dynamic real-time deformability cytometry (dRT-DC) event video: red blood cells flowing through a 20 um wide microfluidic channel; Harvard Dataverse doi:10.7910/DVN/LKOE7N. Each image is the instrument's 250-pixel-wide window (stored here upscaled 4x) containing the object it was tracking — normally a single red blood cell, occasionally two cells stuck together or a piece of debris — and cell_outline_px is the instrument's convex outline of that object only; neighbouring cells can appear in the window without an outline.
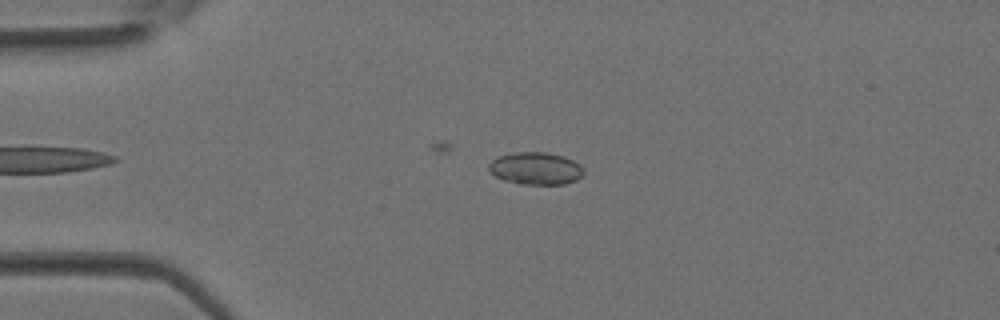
{"species": "Egyptian fruit bat (a non-hibernating species)", "species_latin": "Rousettus aegyptiacus", "temperature_condition": "room temperature", "stored_images_in_passage": 32, "camera_frame_rate_fps": 3000, "um_per_image_px": 0.085, "animal": {"sex": "female"}, "frame": {"image": 1, "passage_image": 10, "time_ms": 3.0, "image_size_px": [1000, 320], "cell_outline_px": [[584, 172], [576, 180], [564, 184], [520, 184], [504, 180], [496, 176], [488, 168], [488, 164], [496, 156], [512, 152], [548, 152], [564, 156], [580, 164], [584, 168]], "centroid_in_image_um": [45.53, 14.3], "position_along_channel_um": 39.5, "area_um2": 18.03}}
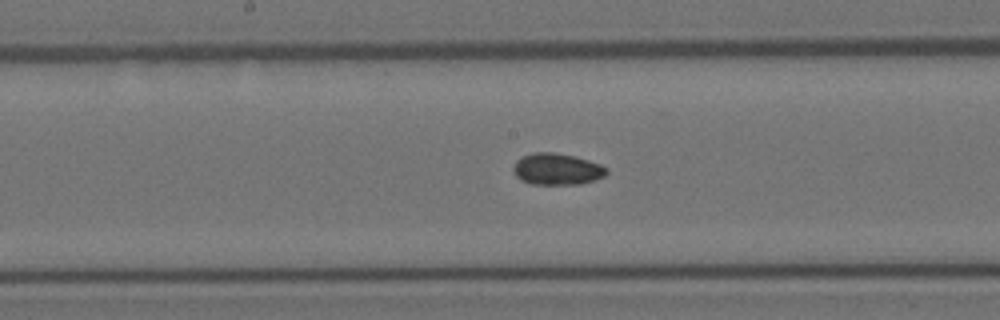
{"frame": {"image": 2, "passage_image": 22, "time_ms": 7.0, "image_size_px": [1000, 320], "cell_outline_px": [[608, 172], [604, 176], [580, 184], [532, 184], [520, 180], [516, 176], [512, 168], [516, 160], [532, 152], [552, 152], [576, 156], [600, 164], [608, 168]], "centroid_in_image_um": [47.33, 14.37], "position_along_channel_um": 200.9, "area_um2": 17.17}}
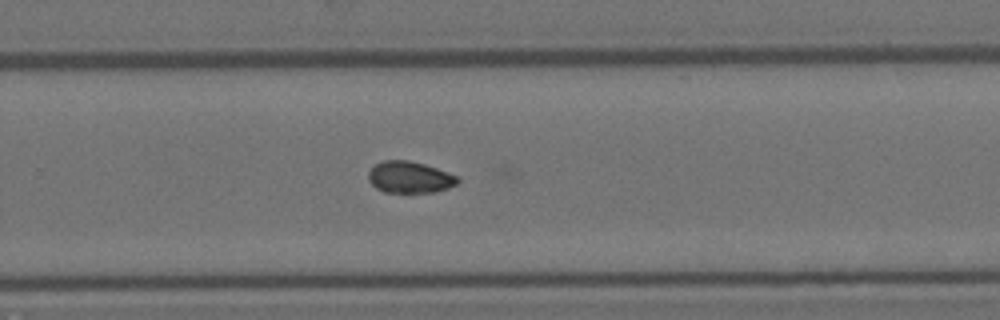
{"frame": {"image": 3, "passage_image": 28, "time_ms": 9.0, "image_size_px": [1000, 320], "cell_outline_px": [[460, 180], [456, 184], [448, 188], [436, 192], [384, 192], [376, 188], [368, 180], [368, 172], [376, 164], [384, 160], [408, 160], [424, 164], [448, 172], [456, 176]], "centroid_in_image_um": [34.82, 15.07], "position_along_channel_um": 295.0, "area_um2": 16.36}}